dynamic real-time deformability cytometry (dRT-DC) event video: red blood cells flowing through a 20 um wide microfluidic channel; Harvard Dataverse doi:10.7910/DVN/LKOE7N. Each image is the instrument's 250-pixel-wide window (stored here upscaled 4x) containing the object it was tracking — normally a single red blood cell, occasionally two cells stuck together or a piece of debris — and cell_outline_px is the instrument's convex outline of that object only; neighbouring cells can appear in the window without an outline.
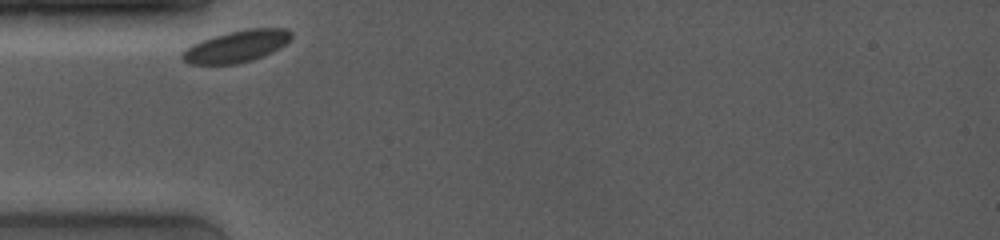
{"species": "common noctule bat (a hibernating species)", "species_latin": "Nyctalus noctula", "temperature_condition": "room temperature", "stored_images_in_passage": 5, "camera_frame_rate_fps": 4000, "um_per_image_px": 0.085, "animal": {"sex": "female", "body_mass_g": 19.0, "forearm_length_mm": 53.3}, "frame": {"image": 1, "passage_image": 1, "time_ms": 0.0, "image_size_px": [1000, 240], "cell_outline_px": [[292, 36], [280, 48], [272, 52], [252, 60], [236, 64], [192, 64], [184, 60], [180, 56], [192, 44], [200, 40], [212, 36], [228, 32], [248, 28], [288, 28], [292, 32]], "centroid_in_image_um": [20.13, 3.92], "position_along_channel_um": 64.9, "area_um2": 20.11}}